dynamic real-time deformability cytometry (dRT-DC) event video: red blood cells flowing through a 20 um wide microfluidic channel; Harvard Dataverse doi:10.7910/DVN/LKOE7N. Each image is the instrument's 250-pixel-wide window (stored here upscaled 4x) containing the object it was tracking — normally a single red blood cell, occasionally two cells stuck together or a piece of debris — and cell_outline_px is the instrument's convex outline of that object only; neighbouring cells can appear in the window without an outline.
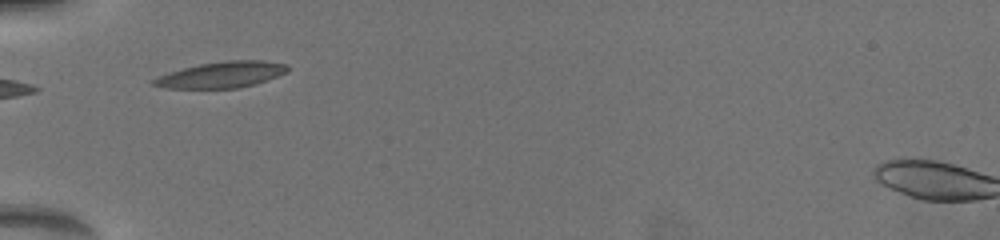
{"species": "common noctule bat (a hibernating species)", "species_latin": "Nyctalus noctula", "temperature_condition": "warm", "stored_images_in_passage": 6, "camera_frame_rate_fps": 3000, "um_per_image_px": 0.085, "animal": {"sex": "female", "body_mass_g": 19.5, "forearm_length_mm": 54.1}, "frame": {"image": 1, "passage_image": 1, "time_ms": 0.0, "image_size_px": [1000, 240], "cell_outline_px": [[288, 72], [252, 84], [236, 88], [168, 88], [152, 84], [152, 80], [168, 72], [200, 64], [228, 60], [260, 60], [284, 64], [288, 68]], "centroid_in_image_um": [18.81, 6.34], "position_along_channel_um": 66.2, "area_um2": 19.83}}